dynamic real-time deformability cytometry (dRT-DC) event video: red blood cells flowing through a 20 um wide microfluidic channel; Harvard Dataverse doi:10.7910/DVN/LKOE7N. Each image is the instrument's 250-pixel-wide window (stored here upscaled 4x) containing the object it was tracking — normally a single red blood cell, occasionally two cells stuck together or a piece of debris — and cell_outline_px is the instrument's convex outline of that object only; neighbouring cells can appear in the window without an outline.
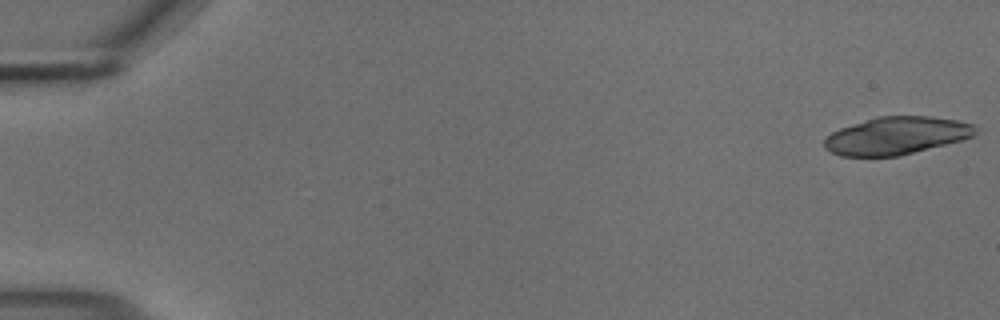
{"species": "common noctule bat (a hibernating species)", "species_latin": "Nyctalus noctula", "temperature_condition": "cold", "stored_images_in_passage": 20, "camera_frame_rate_fps": 3000, "um_per_image_px": 0.085, "animal": {"sex": "male", "body_mass_g": 18.8}, "frame": {"image": 1, "passage_image": 1, "time_ms": 0.0, "image_size_px": [1000, 320], "cell_outline_px": [[976, 132], [972, 136], [960, 140], [896, 156], [840, 156], [824, 148], [824, 140], [832, 132], [840, 128], [876, 116], [932, 116], [956, 120], [976, 124]], "centroid_in_image_um": [76.18, 11.52], "position_along_channel_um": 8.8, "area_um2": 32.83}}